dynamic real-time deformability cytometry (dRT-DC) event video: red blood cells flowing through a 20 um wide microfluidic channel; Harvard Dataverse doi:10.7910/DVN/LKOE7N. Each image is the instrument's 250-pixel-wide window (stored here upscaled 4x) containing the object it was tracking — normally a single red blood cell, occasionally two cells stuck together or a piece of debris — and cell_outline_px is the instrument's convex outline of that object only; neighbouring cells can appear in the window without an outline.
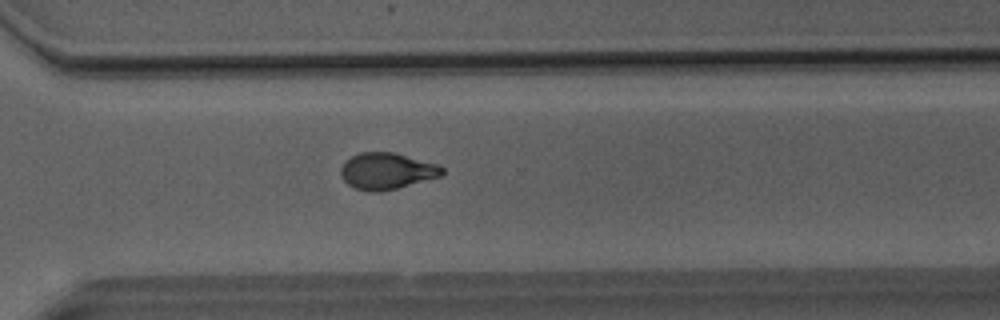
{"species": "Egyptian fruit bat (a non-hibernating species)", "species_latin": "Rousettus aegyptiacus", "temperature_condition": "room temperature", "stored_images_in_passage": 35, "camera_frame_rate_fps": 3000, "um_per_image_px": 0.085, "animal": {"sex": "male"}, "frame": {"image": 1, "passage_image": 25, "time_ms": 8.0, "image_size_px": [1000, 320], "cell_outline_px": [[444, 172], [440, 176], [396, 188], [380, 192], [368, 192], [356, 188], [348, 184], [340, 176], [340, 168], [352, 156], [360, 152], [392, 152], [440, 164], [444, 168]], "centroid_in_image_um": [32.88, 14.54], "position_along_channel_um": 337.7, "area_um2": 21.44}}
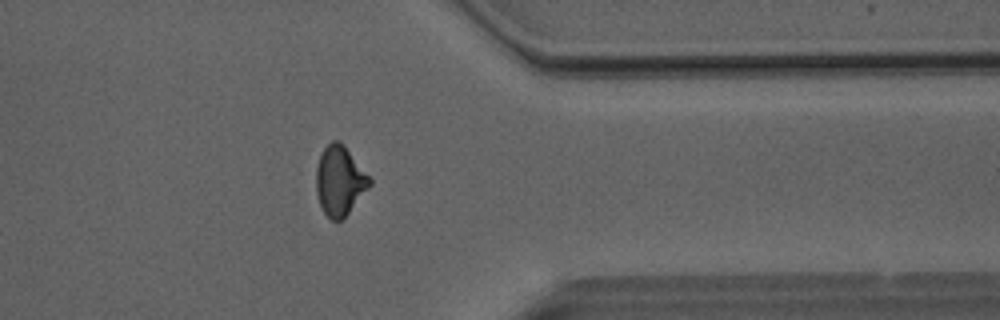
{"frame": {"image": 2, "passage_image": 29, "time_ms": 9.333, "image_size_px": [1000, 320], "cell_outline_px": [[372, 184], [348, 212], [340, 220], [332, 220], [324, 212], [320, 204], [316, 192], [316, 168], [320, 156], [324, 148], [332, 140], [340, 140], [344, 144], [372, 180]], "centroid_in_image_um": [28.87, 15.33], "position_along_channel_um": 382.5, "area_um2": 21.39}}